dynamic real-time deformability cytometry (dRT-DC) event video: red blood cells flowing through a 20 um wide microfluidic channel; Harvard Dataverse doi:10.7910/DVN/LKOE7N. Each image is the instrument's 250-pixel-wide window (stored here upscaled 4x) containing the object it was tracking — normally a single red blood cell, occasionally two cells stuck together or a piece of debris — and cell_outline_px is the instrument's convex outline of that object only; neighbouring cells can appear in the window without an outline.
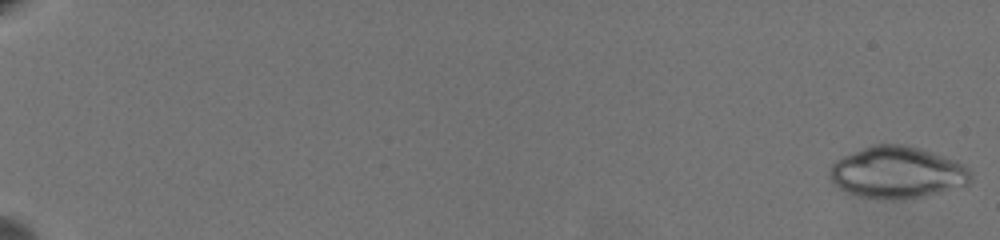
{"species": "common noctule bat (a hibernating species)", "species_latin": "Nyctalus noctula", "temperature_condition": "warm", "stored_images_in_passage": 63, "camera_frame_rate_fps": 3000, "um_per_image_px": 0.085, "animal": {"sex": "female", "body_mass_g": 19.5, "forearm_length_mm": 54.1}, "frame": {"image": 1, "passage_image": 1, "time_ms": 0.0, "image_size_px": [1000, 240], "cell_outline_px": [[972, 180], [968, 184], [924, 196], [864, 196], [840, 188], [832, 184], [828, 180], [828, 172], [832, 164], [836, 160], [844, 156], [872, 144], [904, 144], [920, 148], [956, 160], [964, 164], [972, 172]], "centroid_in_image_um": [76.28, 14.59], "position_along_channel_um": 8.7, "area_um2": 41.62}}
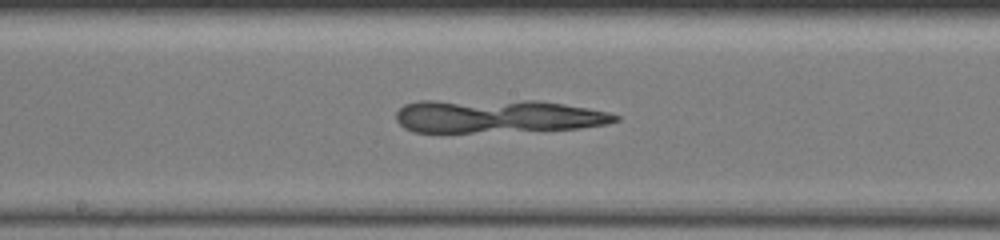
{"frame": {"image": 2, "passage_image": 38, "time_ms": 12.333, "image_size_px": [1000, 240], "cell_outline_px": [[620, 120], [608, 124], [580, 128], [472, 132], [412, 132], [404, 128], [396, 120], [396, 112], [404, 104], [420, 100], [536, 100], [564, 104], [588, 108], [608, 112], [620, 116]], "centroid_in_image_um": [42.24, 9.86], "position_along_channel_um": 206.0, "area_um2": 42.77}}
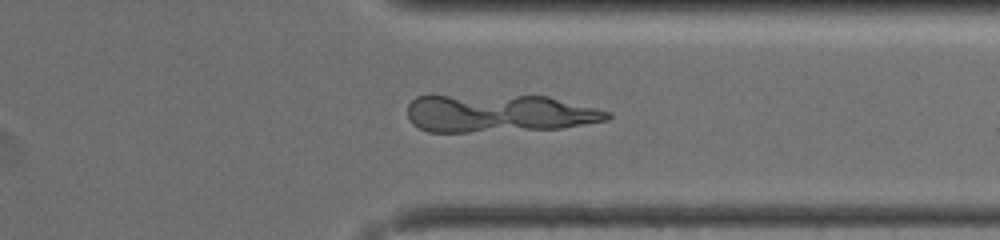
{"frame": {"image": 3, "passage_image": 52, "time_ms": 17.0, "image_size_px": [1000, 240], "cell_outline_px": [[612, 116], [608, 120], [564, 128], [468, 132], [428, 132], [412, 124], [408, 120], [408, 104], [416, 96], [548, 96], [612, 112]], "centroid_in_image_um": [42.43, 9.65], "position_along_channel_um": 369.0, "area_um2": 44.04}}